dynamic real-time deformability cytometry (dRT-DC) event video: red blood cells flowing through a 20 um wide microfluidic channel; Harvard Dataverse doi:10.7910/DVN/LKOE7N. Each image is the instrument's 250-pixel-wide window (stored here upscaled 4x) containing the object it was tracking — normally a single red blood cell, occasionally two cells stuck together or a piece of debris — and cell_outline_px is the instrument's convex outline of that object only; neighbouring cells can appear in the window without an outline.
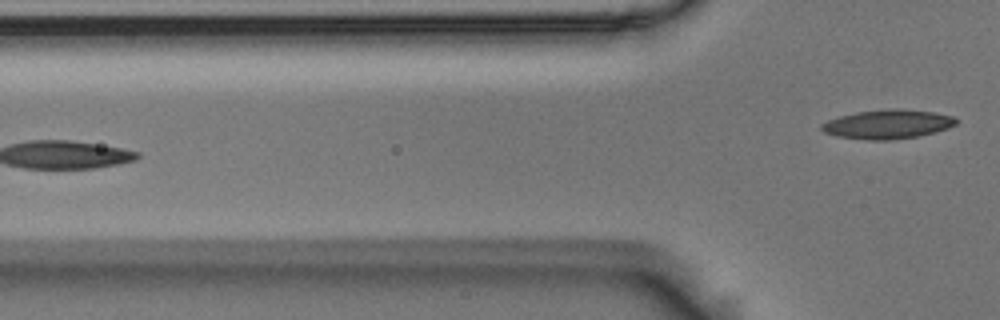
{"species": "Egyptian fruit bat (a non-hibernating species)", "species_latin": "Rousettus aegyptiacus", "temperature_condition": "room temperature", "stored_images_in_passage": 5, "camera_frame_rate_fps": 3000, "um_per_image_px": 0.085, "animal": {"sex": "male"}, "frame": {"image": 1, "passage_image": 5, "time_ms": 1.333, "image_size_px": [1000, 320], "cell_outline_px": [[956, 124], [948, 128], [936, 132], [916, 136], [892, 140], [868, 140], [836, 136], [824, 132], [820, 128], [820, 124], [828, 120], [840, 116], [856, 112], [932, 112], [952, 116], [956, 120]], "centroid_in_image_um": [75.39, 10.62], "position_along_channel_um": 50.4, "area_um2": 21.56}}